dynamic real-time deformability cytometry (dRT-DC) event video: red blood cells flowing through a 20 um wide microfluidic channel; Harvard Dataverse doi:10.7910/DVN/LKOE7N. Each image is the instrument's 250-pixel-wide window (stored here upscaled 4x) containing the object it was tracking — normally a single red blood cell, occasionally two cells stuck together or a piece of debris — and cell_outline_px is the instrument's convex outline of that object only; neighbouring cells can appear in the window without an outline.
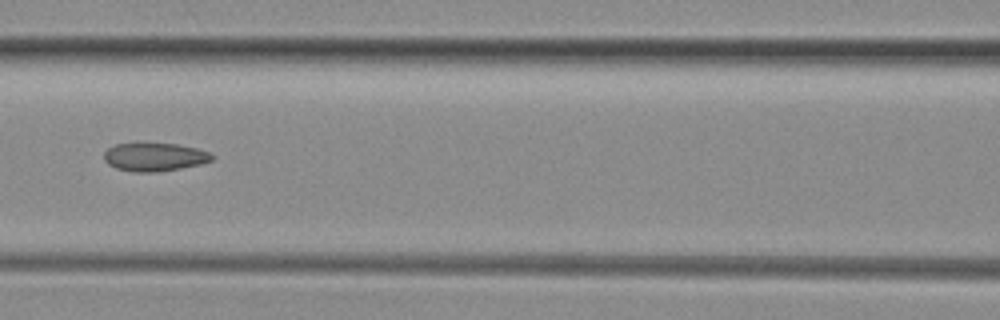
{"species": "common noctule bat (a hibernating species)", "species_latin": "Nyctalus noctula", "temperature_condition": "room temperature", "stored_images_in_passage": 50, "camera_frame_rate_fps": 3000, "um_per_image_px": 0.085, "animal": {"sex": "female", "body_mass_g": 29.2, "forearm_length_mm": 56.3}, "frame": {"image": 1, "passage_image": 22, "time_ms": 7.0, "image_size_px": [1000, 320], "cell_outline_px": [[216, 156], [212, 160], [200, 164], [180, 168], [156, 172], [132, 172], [116, 168], [108, 164], [104, 160], [104, 152], [108, 148], [116, 144], [176, 144], [196, 148], [208, 152]], "centroid_in_image_um": [13.13, 13.35], "position_along_channel_um": 153.5, "area_um2": 17.63}, "authors_computed_cell_mechanics": {"area_um2": 18.6116, "velocity_mm_per_s": 4.1603, "shape_relaxation_time_tau1_ms": null, "shape_relaxation_time_tau2_ms": 3.3235, "deformation_change_tau1": null, "deformation_change_tau2": 0.1109}}